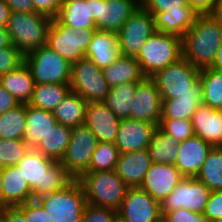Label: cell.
<instances>
[{
    "instance_id": "cell-1",
    "label": "cell",
    "mask_w": 222,
    "mask_h": 222,
    "mask_svg": "<svg viewBox=\"0 0 222 222\" xmlns=\"http://www.w3.org/2000/svg\"><path fill=\"white\" fill-rule=\"evenodd\" d=\"M222 44V23L212 14L198 15L182 37V57L199 69L210 67Z\"/></svg>"
},
{
    "instance_id": "cell-2",
    "label": "cell",
    "mask_w": 222,
    "mask_h": 222,
    "mask_svg": "<svg viewBox=\"0 0 222 222\" xmlns=\"http://www.w3.org/2000/svg\"><path fill=\"white\" fill-rule=\"evenodd\" d=\"M36 198L57 192L67 187L74 178L60 163L45 157L34 148H30L16 165Z\"/></svg>"
},
{
    "instance_id": "cell-3",
    "label": "cell",
    "mask_w": 222,
    "mask_h": 222,
    "mask_svg": "<svg viewBox=\"0 0 222 222\" xmlns=\"http://www.w3.org/2000/svg\"><path fill=\"white\" fill-rule=\"evenodd\" d=\"M78 181L84 189L87 204L116 211L129 188L116 170L86 172Z\"/></svg>"
},
{
    "instance_id": "cell-4",
    "label": "cell",
    "mask_w": 222,
    "mask_h": 222,
    "mask_svg": "<svg viewBox=\"0 0 222 222\" xmlns=\"http://www.w3.org/2000/svg\"><path fill=\"white\" fill-rule=\"evenodd\" d=\"M51 24L52 18L38 12L11 11L6 28L12 45L25 55L47 44Z\"/></svg>"
},
{
    "instance_id": "cell-5",
    "label": "cell",
    "mask_w": 222,
    "mask_h": 222,
    "mask_svg": "<svg viewBox=\"0 0 222 222\" xmlns=\"http://www.w3.org/2000/svg\"><path fill=\"white\" fill-rule=\"evenodd\" d=\"M199 74L198 67L181 57L177 62L158 70L151 78L162 99H175L178 95L203 94Z\"/></svg>"
},
{
    "instance_id": "cell-6",
    "label": "cell",
    "mask_w": 222,
    "mask_h": 222,
    "mask_svg": "<svg viewBox=\"0 0 222 222\" xmlns=\"http://www.w3.org/2000/svg\"><path fill=\"white\" fill-rule=\"evenodd\" d=\"M182 57V38L156 31L149 36L136 57L146 77L153 76Z\"/></svg>"
},
{
    "instance_id": "cell-7",
    "label": "cell",
    "mask_w": 222,
    "mask_h": 222,
    "mask_svg": "<svg viewBox=\"0 0 222 222\" xmlns=\"http://www.w3.org/2000/svg\"><path fill=\"white\" fill-rule=\"evenodd\" d=\"M47 211L53 222H82L86 206L84 189L74 179L64 189L35 199Z\"/></svg>"
},
{
    "instance_id": "cell-8",
    "label": "cell",
    "mask_w": 222,
    "mask_h": 222,
    "mask_svg": "<svg viewBox=\"0 0 222 222\" xmlns=\"http://www.w3.org/2000/svg\"><path fill=\"white\" fill-rule=\"evenodd\" d=\"M35 84H69L71 64L47 45L24 55Z\"/></svg>"
},
{
    "instance_id": "cell-9",
    "label": "cell",
    "mask_w": 222,
    "mask_h": 222,
    "mask_svg": "<svg viewBox=\"0 0 222 222\" xmlns=\"http://www.w3.org/2000/svg\"><path fill=\"white\" fill-rule=\"evenodd\" d=\"M97 29H76L52 18L47 46L65 58L70 64L85 57L88 45Z\"/></svg>"
},
{
    "instance_id": "cell-10",
    "label": "cell",
    "mask_w": 222,
    "mask_h": 222,
    "mask_svg": "<svg viewBox=\"0 0 222 222\" xmlns=\"http://www.w3.org/2000/svg\"><path fill=\"white\" fill-rule=\"evenodd\" d=\"M69 85L71 91L79 94L87 103L104 102L111 88L102 69L86 57L71 64Z\"/></svg>"
},
{
    "instance_id": "cell-11",
    "label": "cell",
    "mask_w": 222,
    "mask_h": 222,
    "mask_svg": "<svg viewBox=\"0 0 222 222\" xmlns=\"http://www.w3.org/2000/svg\"><path fill=\"white\" fill-rule=\"evenodd\" d=\"M97 144V138L85 124L72 128L70 142L60 163L74 179H79L88 170Z\"/></svg>"
},
{
    "instance_id": "cell-12",
    "label": "cell",
    "mask_w": 222,
    "mask_h": 222,
    "mask_svg": "<svg viewBox=\"0 0 222 222\" xmlns=\"http://www.w3.org/2000/svg\"><path fill=\"white\" fill-rule=\"evenodd\" d=\"M155 32L153 15L140 5L117 32L121 55L136 58L147 38Z\"/></svg>"
},
{
    "instance_id": "cell-13",
    "label": "cell",
    "mask_w": 222,
    "mask_h": 222,
    "mask_svg": "<svg viewBox=\"0 0 222 222\" xmlns=\"http://www.w3.org/2000/svg\"><path fill=\"white\" fill-rule=\"evenodd\" d=\"M211 190L196 177H184L161 203V215L184 208L196 213H203Z\"/></svg>"
},
{
    "instance_id": "cell-14",
    "label": "cell",
    "mask_w": 222,
    "mask_h": 222,
    "mask_svg": "<svg viewBox=\"0 0 222 222\" xmlns=\"http://www.w3.org/2000/svg\"><path fill=\"white\" fill-rule=\"evenodd\" d=\"M141 0H90L97 30L118 32L141 5Z\"/></svg>"
},
{
    "instance_id": "cell-15",
    "label": "cell",
    "mask_w": 222,
    "mask_h": 222,
    "mask_svg": "<svg viewBox=\"0 0 222 222\" xmlns=\"http://www.w3.org/2000/svg\"><path fill=\"white\" fill-rule=\"evenodd\" d=\"M160 203L140 187H129L118 210V222H158Z\"/></svg>"
},
{
    "instance_id": "cell-16",
    "label": "cell",
    "mask_w": 222,
    "mask_h": 222,
    "mask_svg": "<svg viewBox=\"0 0 222 222\" xmlns=\"http://www.w3.org/2000/svg\"><path fill=\"white\" fill-rule=\"evenodd\" d=\"M162 114V98L155 81L145 77L137 82V89L132 104L130 119L153 123H160Z\"/></svg>"
},
{
    "instance_id": "cell-17",
    "label": "cell",
    "mask_w": 222,
    "mask_h": 222,
    "mask_svg": "<svg viewBox=\"0 0 222 222\" xmlns=\"http://www.w3.org/2000/svg\"><path fill=\"white\" fill-rule=\"evenodd\" d=\"M183 178L174 165L152 162L140 188L161 203Z\"/></svg>"
},
{
    "instance_id": "cell-18",
    "label": "cell",
    "mask_w": 222,
    "mask_h": 222,
    "mask_svg": "<svg viewBox=\"0 0 222 222\" xmlns=\"http://www.w3.org/2000/svg\"><path fill=\"white\" fill-rule=\"evenodd\" d=\"M157 128L156 124L140 120H121L115 139L119 153L147 149Z\"/></svg>"
},
{
    "instance_id": "cell-19",
    "label": "cell",
    "mask_w": 222,
    "mask_h": 222,
    "mask_svg": "<svg viewBox=\"0 0 222 222\" xmlns=\"http://www.w3.org/2000/svg\"><path fill=\"white\" fill-rule=\"evenodd\" d=\"M120 121L104 102L87 103L84 124L98 142L115 143Z\"/></svg>"
},
{
    "instance_id": "cell-20",
    "label": "cell",
    "mask_w": 222,
    "mask_h": 222,
    "mask_svg": "<svg viewBox=\"0 0 222 222\" xmlns=\"http://www.w3.org/2000/svg\"><path fill=\"white\" fill-rule=\"evenodd\" d=\"M212 147L197 136L178 142V155L174 166L183 177H196Z\"/></svg>"
},
{
    "instance_id": "cell-21",
    "label": "cell",
    "mask_w": 222,
    "mask_h": 222,
    "mask_svg": "<svg viewBox=\"0 0 222 222\" xmlns=\"http://www.w3.org/2000/svg\"><path fill=\"white\" fill-rule=\"evenodd\" d=\"M152 164L147 149L119 153L116 172L128 187H140Z\"/></svg>"
},
{
    "instance_id": "cell-22",
    "label": "cell",
    "mask_w": 222,
    "mask_h": 222,
    "mask_svg": "<svg viewBox=\"0 0 222 222\" xmlns=\"http://www.w3.org/2000/svg\"><path fill=\"white\" fill-rule=\"evenodd\" d=\"M2 178L1 208L33 200V192L16 165L2 168Z\"/></svg>"
},
{
    "instance_id": "cell-23",
    "label": "cell",
    "mask_w": 222,
    "mask_h": 222,
    "mask_svg": "<svg viewBox=\"0 0 222 222\" xmlns=\"http://www.w3.org/2000/svg\"><path fill=\"white\" fill-rule=\"evenodd\" d=\"M121 56L118 34L112 31L96 30L85 57L103 69L115 62Z\"/></svg>"
},
{
    "instance_id": "cell-24",
    "label": "cell",
    "mask_w": 222,
    "mask_h": 222,
    "mask_svg": "<svg viewBox=\"0 0 222 222\" xmlns=\"http://www.w3.org/2000/svg\"><path fill=\"white\" fill-rule=\"evenodd\" d=\"M194 134L216 147L222 136V110L201 104L192 116Z\"/></svg>"
},
{
    "instance_id": "cell-25",
    "label": "cell",
    "mask_w": 222,
    "mask_h": 222,
    "mask_svg": "<svg viewBox=\"0 0 222 222\" xmlns=\"http://www.w3.org/2000/svg\"><path fill=\"white\" fill-rule=\"evenodd\" d=\"M57 124L52 111L26 104V127L22 137L29 148H35Z\"/></svg>"
},
{
    "instance_id": "cell-26",
    "label": "cell",
    "mask_w": 222,
    "mask_h": 222,
    "mask_svg": "<svg viewBox=\"0 0 222 222\" xmlns=\"http://www.w3.org/2000/svg\"><path fill=\"white\" fill-rule=\"evenodd\" d=\"M0 85L12 94L20 104H28L35 87L30 69L23 62L16 69L0 76Z\"/></svg>"
},
{
    "instance_id": "cell-27",
    "label": "cell",
    "mask_w": 222,
    "mask_h": 222,
    "mask_svg": "<svg viewBox=\"0 0 222 222\" xmlns=\"http://www.w3.org/2000/svg\"><path fill=\"white\" fill-rule=\"evenodd\" d=\"M102 71L110 87L127 82L137 83L146 77L136 58L123 55L108 67L103 68Z\"/></svg>"
},
{
    "instance_id": "cell-28",
    "label": "cell",
    "mask_w": 222,
    "mask_h": 222,
    "mask_svg": "<svg viewBox=\"0 0 222 222\" xmlns=\"http://www.w3.org/2000/svg\"><path fill=\"white\" fill-rule=\"evenodd\" d=\"M64 25L82 29H96L91 18L90 0H63L56 16Z\"/></svg>"
},
{
    "instance_id": "cell-29",
    "label": "cell",
    "mask_w": 222,
    "mask_h": 222,
    "mask_svg": "<svg viewBox=\"0 0 222 222\" xmlns=\"http://www.w3.org/2000/svg\"><path fill=\"white\" fill-rule=\"evenodd\" d=\"M154 17L155 29L182 38L194 25L198 13L196 11H170L151 13Z\"/></svg>"
},
{
    "instance_id": "cell-30",
    "label": "cell",
    "mask_w": 222,
    "mask_h": 222,
    "mask_svg": "<svg viewBox=\"0 0 222 222\" xmlns=\"http://www.w3.org/2000/svg\"><path fill=\"white\" fill-rule=\"evenodd\" d=\"M87 102L79 94L70 91L53 111L57 123L76 127L84 124Z\"/></svg>"
},
{
    "instance_id": "cell-31",
    "label": "cell",
    "mask_w": 222,
    "mask_h": 222,
    "mask_svg": "<svg viewBox=\"0 0 222 222\" xmlns=\"http://www.w3.org/2000/svg\"><path fill=\"white\" fill-rule=\"evenodd\" d=\"M202 103L203 94H184L175 99H162L161 119L191 120Z\"/></svg>"
},
{
    "instance_id": "cell-32",
    "label": "cell",
    "mask_w": 222,
    "mask_h": 222,
    "mask_svg": "<svg viewBox=\"0 0 222 222\" xmlns=\"http://www.w3.org/2000/svg\"><path fill=\"white\" fill-rule=\"evenodd\" d=\"M72 127L57 123L55 129L34 148L45 157L60 162L70 142Z\"/></svg>"
},
{
    "instance_id": "cell-33",
    "label": "cell",
    "mask_w": 222,
    "mask_h": 222,
    "mask_svg": "<svg viewBox=\"0 0 222 222\" xmlns=\"http://www.w3.org/2000/svg\"><path fill=\"white\" fill-rule=\"evenodd\" d=\"M70 91L69 84H35L33 96L28 104L53 112Z\"/></svg>"
},
{
    "instance_id": "cell-34",
    "label": "cell",
    "mask_w": 222,
    "mask_h": 222,
    "mask_svg": "<svg viewBox=\"0 0 222 222\" xmlns=\"http://www.w3.org/2000/svg\"><path fill=\"white\" fill-rule=\"evenodd\" d=\"M137 83L127 82L110 88L105 105L120 119L130 118Z\"/></svg>"
},
{
    "instance_id": "cell-35",
    "label": "cell",
    "mask_w": 222,
    "mask_h": 222,
    "mask_svg": "<svg viewBox=\"0 0 222 222\" xmlns=\"http://www.w3.org/2000/svg\"><path fill=\"white\" fill-rule=\"evenodd\" d=\"M147 150L152 162L174 165L178 155V142L158 127Z\"/></svg>"
},
{
    "instance_id": "cell-36",
    "label": "cell",
    "mask_w": 222,
    "mask_h": 222,
    "mask_svg": "<svg viewBox=\"0 0 222 222\" xmlns=\"http://www.w3.org/2000/svg\"><path fill=\"white\" fill-rule=\"evenodd\" d=\"M199 80L203 90V105L222 110V72L212 67L200 69Z\"/></svg>"
},
{
    "instance_id": "cell-37",
    "label": "cell",
    "mask_w": 222,
    "mask_h": 222,
    "mask_svg": "<svg viewBox=\"0 0 222 222\" xmlns=\"http://www.w3.org/2000/svg\"><path fill=\"white\" fill-rule=\"evenodd\" d=\"M211 191L222 190V149L212 147L196 176Z\"/></svg>"
},
{
    "instance_id": "cell-38",
    "label": "cell",
    "mask_w": 222,
    "mask_h": 222,
    "mask_svg": "<svg viewBox=\"0 0 222 222\" xmlns=\"http://www.w3.org/2000/svg\"><path fill=\"white\" fill-rule=\"evenodd\" d=\"M25 127L26 104H19L0 115V138L2 139H22Z\"/></svg>"
},
{
    "instance_id": "cell-39",
    "label": "cell",
    "mask_w": 222,
    "mask_h": 222,
    "mask_svg": "<svg viewBox=\"0 0 222 222\" xmlns=\"http://www.w3.org/2000/svg\"><path fill=\"white\" fill-rule=\"evenodd\" d=\"M118 157L115 143L98 142L86 172L115 170Z\"/></svg>"
},
{
    "instance_id": "cell-40",
    "label": "cell",
    "mask_w": 222,
    "mask_h": 222,
    "mask_svg": "<svg viewBox=\"0 0 222 222\" xmlns=\"http://www.w3.org/2000/svg\"><path fill=\"white\" fill-rule=\"evenodd\" d=\"M29 149L23 139L0 138V168L17 165Z\"/></svg>"
},
{
    "instance_id": "cell-41",
    "label": "cell",
    "mask_w": 222,
    "mask_h": 222,
    "mask_svg": "<svg viewBox=\"0 0 222 222\" xmlns=\"http://www.w3.org/2000/svg\"><path fill=\"white\" fill-rule=\"evenodd\" d=\"M158 127L164 133L171 135L177 142L185 141L195 136L192 120L160 119Z\"/></svg>"
},
{
    "instance_id": "cell-42",
    "label": "cell",
    "mask_w": 222,
    "mask_h": 222,
    "mask_svg": "<svg viewBox=\"0 0 222 222\" xmlns=\"http://www.w3.org/2000/svg\"><path fill=\"white\" fill-rule=\"evenodd\" d=\"M140 4L149 13L195 11L186 0H141Z\"/></svg>"
},
{
    "instance_id": "cell-43",
    "label": "cell",
    "mask_w": 222,
    "mask_h": 222,
    "mask_svg": "<svg viewBox=\"0 0 222 222\" xmlns=\"http://www.w3.org/2000/svg\"><path fill=\"white\" fill-rule=\"evenodd\" d=\"M24 62V54L14 45L0 48V76L16 69Z\"/></svg>"
},
{
    "instance_id": "cell-44",
    "label": "cell",
    "mask_w": 222,
    "mask_h": 222,
    "mask_svg": "<svg viewBox=\"0 0 222 222\" xmlns=\"http://www.w3.org/2000/svg\"><path fill=\"white\" fill-rule=\"evenodd\" d=\"M82 222H118V211L86 204Z\"/></svg>"
},
{
    "instance_id": "cell-45",
    "label": "cell",
    "mask_w": 222,
    "mask_h": 222,
    "mask_svg": "<svg viewBox=\"0 0 222 222\" xmlns=\"http://www.w3.org/2000/svg\"><path fill=\"white\" fill-rule=\"evenodd\" d=\"M18 207L24 212L26 222H53L47 211L36 200L28 201Z\"/></svg>"
},
{
    "instance_id": "cell-46",
    "label": "cell",
    "mask_w": 222,
    "mask_h": 222,
    "mask_svg": "<svg viewBox=\"0 0 222 222\" xmlns=\"http://www.w3.org/2000/svg\"><path fill=\"white\" fill-rule=\"evenodd\" d=\"M203 214L209 222L222 218V190L211 191Z\"/></svg>"
},
{
    "instance_id": "cell-47",
    "label": "cell",
    "mask_w": 222,
    "mask_h": 222,
    "mask_svg": "<svg viewBox=\"0 0 222 222\" xmlns=\"http://www.w3.org/2000/svg\"><path fill=\"white\" fill-rule=\"evenodd\" d=\"M163 217L168 222H209L203 213H196L184 208L167 212Z\"/></svg>"
},
{
    "instance_id": "cell-48",
    "label": "cell",
    "mask_w": 222,
    "mask_h": 222,
    "mask_svg": "<svg viewBox=\"0 0 222 222\" xmlns=\"http://www.w3.org/2000/svg\"><path fill=\"white\" fill-rule=\"evenodd\" d=\"M34 12L55 18L58 15L62 0H32Z\"/></svg>"
},
{
    "instance_id": "cell-49",
    "label": "cell",
    "mask_w": 222,
    "mask_h": 222,
    "mask_svg": "<svg viewBox=\"0 0 222 222\" xmlns=\"http://www.w3.org/2000/svg\"><path fill=\"white\" fill-rule=\"evenodd\" d=\"M19 104L17 99L0 85V115L14 109Z\"/></svg>"
},
{
    "instance_id": "cell-50",
    "label": "cell",
    "mask_w": 222,
    "mask_h": 222,
    "mask_svg": "<svg viewBox=\"0 0 222 222\" xmlns=\"http://www.w3.org/2000/svg\"><path fill=\"white\" fill-rule=\"evenodd\" d=\"M198 15L212 14L214 11L216 0H186Z\"/></svg>"
},
{
    "instance_id": "cell-51",
    "label": "cell",
    "mask_w": 222,
    "mask_h": 222,
    "mask_svg": "<svg viewBox=\"0 0 222 222\" xmlns=\"http://www.w3.org/2000/svg\"><path fill=\"white\" fill-rule=\"evenodd\" d=\"M5 222H26L24 212L18 207H2Z\"/></svg>"
},
{
    "instance_id": "cell-52",
    "label": "cell",
    "mask_w": 222,
    "mask_h": 222,
    "mask_svg": "<svg viewBox=\"0 0 222 222\" xmlns=\"http://www.w3.org/2000/svg\"><path fill=\"white\" fill-rule=\"evenodd\" d=\"M9 9L14 12H34L32 0H4Z\"/></svg>"
},
{
    "instance_id": "cell-53",
    "label": "cell",
    "mask_w": 222,
    "mask_h": 222,
    "mask_svg": "<svg viewBox=\"0 0 222 222\" xmlns=\"http://www.w3.org/2000/svg\"><path fill=\"white\" fill-rule=\"evenodd\" d=\"M11 10L4 0H0V27H6Z\"/></svg>"
},
{
    "instance_id": "cell-54",
    "label": "cell",
    "mask_w": 222,
    "mask_h": 222,
    "mask_svg": "<svg viewBox=\"0 0 222 222\" xmlns=\"http://www.w3.org/2000/svg\"><path fill=\"white\" fill-rule=\"evenodd\" d=\"M12 46L9 32L6 27H0V48Z\"/></svg>"
},
{
    "instance_id": "cell-55",
    "label": "cell",
    "mask_w": 222,
    "mask_h": 222,
    "mask_svg": "<svg viewBox=\"0 0 222 222\" xmlns=\"http://www.w3.org/2000/svg\"><path fill=\"white\" fill-rule=\"evenodd\" d=\"M210 67L222 72V44L218 48L214 62Z\"/></svg>"
},
{
    "instance_id": "cell-56",
    "label": "cell",
    "mask_w": 222,
    "mask_h": 222,
    "mask_svg": "<svg viewBox=\"0 0 222 222\" xmlns=\"http://www.w3.org/2000/svg\"><path fill=\"white\" fill-rule=\"evenodd\" d=\"M212 15L222 23V0H216Z\"/></svg>"
},
{
    "instance_id": "cell-57",
    "label": "cell",
    "mask_w": 222,
    "mask_h": 222,
    "mask_svg": "<svg viewBox=\"0 0 222 222\" xmlns=\"http://www.w3.org/2000/svg\"><path fill=\"white\" fill-rule=\"evenodd\" d=\"M2 168H0V208H1V191H2Z\"/></svg>"
},
{
    "instance_id": "cell-58",
    "label": "cell",
    "mask_w": 222,
    "mask_h": 222,
    "mask_svg": "<svg viewBox=\"0 0 222 222\" xmlns=\"http://www.w3.org/2000/svg\"><path fill=\"white\" fill-rule=\"evenodd\" d=\"M0 222H5L2 210L0 209Z\"/></svg>"
},
{
    "instance_id": "cell-59",
    "label": "cell",
    "mask_w": 222,
    "mask_h": 222,
    "mask_svg": "<svg viewBox=\"0 0 222 222\" xmlns=\"http://www.w3.org/2000/svg\"><path fill=\"white\" fill-rule=\"evenodd\" d=\"M218 148H221L222 149V136H221V140H220V143L216 146Z\"/></svg>"
},
{
    "instance_id": "cell-60",
    "label": "cell",
    "mask_w": 222,
    "mask_h": 222,
    "mask_svg": "<svg viewBox=\"0 0 222 222\" xmlns=\"http://www.w3.org/2000/svg\"><path fill=\"white\" fill-rule=\"evenodd\" d=\"M158 222H168V221L162 216Z\"/></svg>"
},
{
    "instance_id": "cell-61",
    "label": "cell",
    "mask_w": 222,
    "mask_h": 222,
    "mask_svg": "<svg viewBox=\"0 0 222 222\" xmlns=\"http://www.w3.org/2000/svg\"><path fill=\"white\" fill-rule=\"evenodd\" d=\"M213 222H222V218L217 219V220H215V221H213Z\"/></svg>"
}]
</instances>
